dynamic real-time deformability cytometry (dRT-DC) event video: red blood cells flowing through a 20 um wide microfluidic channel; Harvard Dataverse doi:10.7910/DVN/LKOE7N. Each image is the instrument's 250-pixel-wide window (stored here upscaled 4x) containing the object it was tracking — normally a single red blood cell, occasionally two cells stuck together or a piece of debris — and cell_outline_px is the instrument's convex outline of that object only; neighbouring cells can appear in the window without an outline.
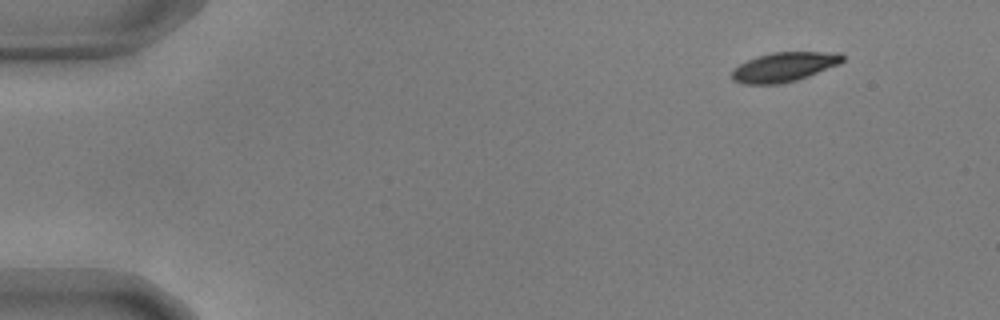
{"species": "common noctule bat (a hibernating species)", "species_latin": "Nyctalus noctula", "temperature_condition": "warm", "stored_images_in_passage": 23, "camera_frame_rate_fps": 3000, "um_per_image_px": 0.085, "animal": {"sex": "male", "body_mass_g": 17.9, "forearm_length_mm": 54.2}, "frame": {"image": 1, "passage_image": 1, "time_ms": 0.0, "image_size_px": [1000, 320], "cell_outline_px": [[844, 60], [840, 64], [808, 76], [796, 80], [780, 84], [744, 84], [732, 80], [732, 72], [740, 64], [748, 60], [772, 52], [840, 52], [844, 56]], "centroid_in_image_um": [66.69, 5.69], "position_along_channel_um": 18.3, "area_um2": 18.84}}
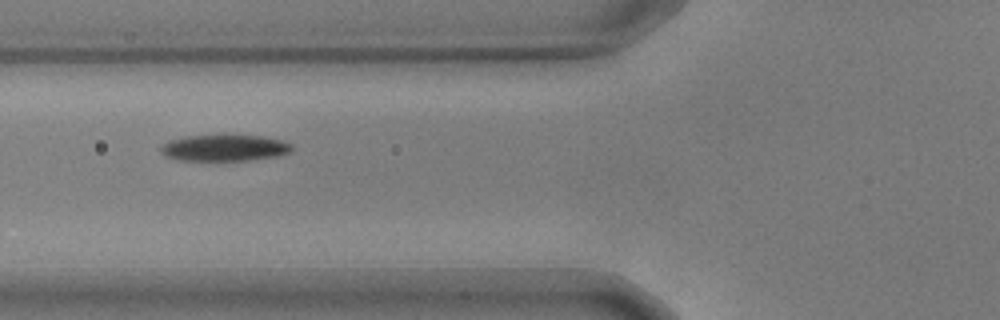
{"frame": {"image": 2, "passage_image": 17, "time_ms": 5.333, "image_size_px": [1000, 320], "cell_outline_px": [[292, 152], [280, 156], [248, 160], [180, 160], [168, 156], [160, 152], [160, 148], [168, 140], [184, 136], [260, 136], [280, 140], [292, 144]], "centroid_in_image_um": [19.1, 12.58], "position_along_channel_um": 106.7, "area_um2": 19.88}}
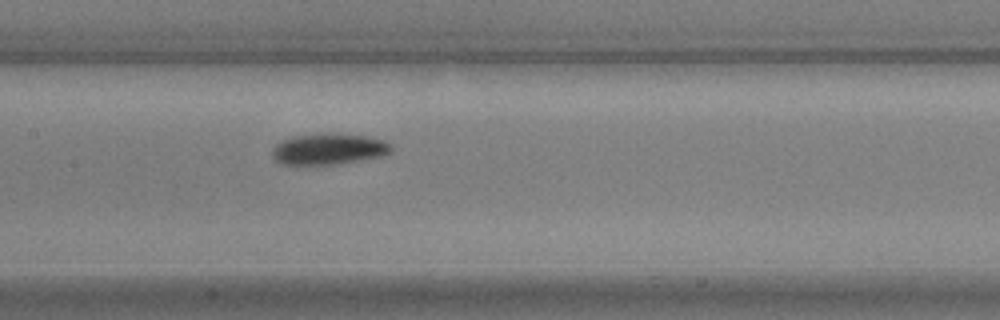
{"frame": {"image": 3, "passage_image": 23, "time_ms": 7.333, "image_size_px": [1000, 320], "cell_outline_px": [[392, 152], [380, 156], [360, 160], [336, 164], [284, 164], [276, 160], [272, 156], [272, 148], [276, 144], [292, 136], [332, 132], [340, 132], [368, 136], [384, 140], [392, 144]], "centroid_in_image_um": [27.98, 12.64], "position_along_channel_um": 179.4, "area_um2": 21.79}}